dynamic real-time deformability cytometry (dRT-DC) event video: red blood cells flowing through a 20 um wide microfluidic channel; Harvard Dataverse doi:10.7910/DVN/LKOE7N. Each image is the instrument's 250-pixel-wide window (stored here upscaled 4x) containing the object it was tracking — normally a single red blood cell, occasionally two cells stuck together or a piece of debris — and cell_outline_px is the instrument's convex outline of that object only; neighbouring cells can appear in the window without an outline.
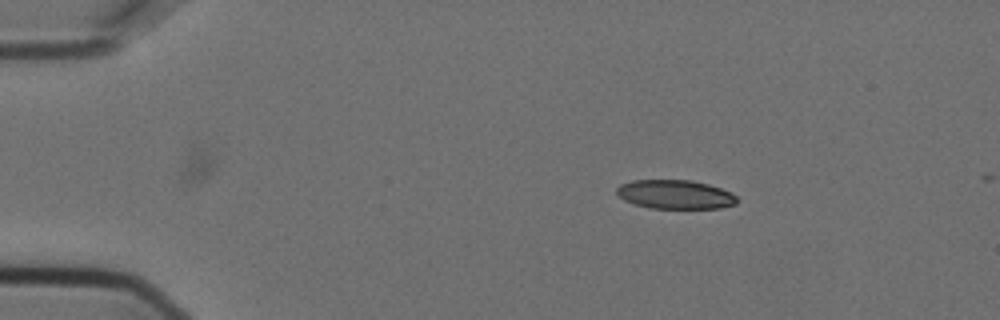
{"species": "Egyptian fruit bat (a non-hibernating species)", "species_latin": "Rousettus aegyptiacus", "temperature_condition": "cold", "stored_images_in_passage": 3, "camera_frame_rate_fps": 3000, "um_per_image_px": 0.085, "animal": {"sex": "female"}, "frame": {"image": 1, "passage_image": 1, "time_ms": 0.0, "image_size_px": [1000, 320], "cell_outline_px": [[736, 204], [720, 208], [652, 208], [636, 204], [624, 200], [616, 192], [616, 188], [620, 184], [632, 180], [688, 180], [708, 184], [732, 192], [736, 196]], "centroid_in_image_um": [57.39, 16.52], "position_along_channel_um": 27.6, "area_um2": 20.17}}